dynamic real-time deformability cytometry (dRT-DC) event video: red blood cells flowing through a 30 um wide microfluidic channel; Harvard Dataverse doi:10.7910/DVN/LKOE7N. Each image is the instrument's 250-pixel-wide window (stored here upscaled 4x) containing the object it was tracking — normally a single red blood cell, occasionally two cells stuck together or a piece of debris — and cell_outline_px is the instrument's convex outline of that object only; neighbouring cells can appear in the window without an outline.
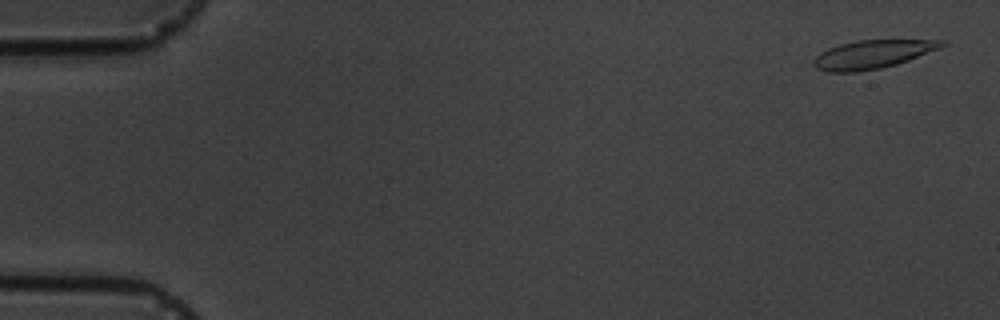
{"species": "common noctule bat (a hibernating species)", "species_latin": "Nyctalus noctula", "temperature_condition": "cold", "stored_images_in_passage": 15, "camera_frame_rate_fps": 3000, "um_per_image_px": 0.085, "animal": {"sex": "male", "body_mass_g": 19.5, "forearm_length_mm": 54.6}, "frame": {"image": 1, "passage_image": 1, "time_ms": 0.0, "image_size_px": [1000, 320], "cell_outline_px": [[948, 44], [940, 48], [908, 60], [896, 64], [880, 68], [856, 72], [828, 72], [816, 68], [812, 64], [812, 60], [820, 52], [828, 48], [840, 44], [856, 40], [948, 40]], "centroid_in_image_um": [74.15, 4.61], "position_along_channel_um": 10.9, "area_um2": 21.27}}
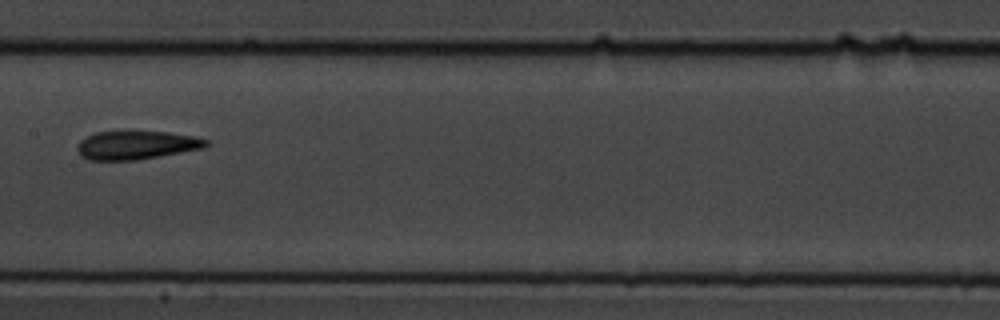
{"frame": {"image": 2, "passage_image": 8, "time_ms": 9.0, "image_size_px": [1000, 320], "cell_outline_px": [[208, 144], [204, 148], [136, 160], [88, 160], [80, 156], [76, 148], [80, 140], [96, 132], [168, 132], [192, 136], [208, 140]], "centroid_in_image_um": [11.56, 12.35], "position_along_channel_um": 195.8, "area_um2": 21.15}}
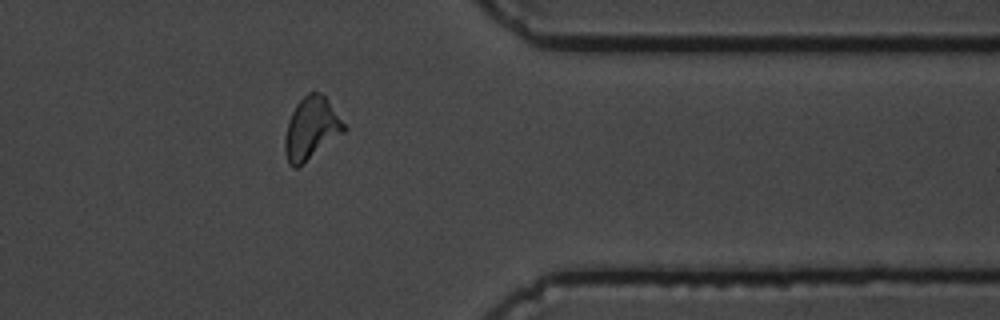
{"frame": {"image": 3, "passage_image": 13, "time_ms": 14.667, "image_size_px": [1000, 320], "cell_outline_px": [[348, 128], [344, 132], [296, 168], [292, 168], [288, 164], [284, 152], [284, 140], [288, 120], [296, 104], [308, 92], [320, 92], [328, 100]], "centroid_in_image_um": [26.43, 10.91], "position_along_channel_um": 385.0, "area_um2": 21.27}, "authors_computed_cell_mechanics": {"area_um2": 21.2704, "velocity_mm_per_s": 3.5531, "shape_relaxation_time_tau1_ms": 4.3321, "shape_relaxation_time_tau2_ms": 3.0243, "deformation_change_tau1": 0.1468, "deformation_change_tau2": 0.098}}